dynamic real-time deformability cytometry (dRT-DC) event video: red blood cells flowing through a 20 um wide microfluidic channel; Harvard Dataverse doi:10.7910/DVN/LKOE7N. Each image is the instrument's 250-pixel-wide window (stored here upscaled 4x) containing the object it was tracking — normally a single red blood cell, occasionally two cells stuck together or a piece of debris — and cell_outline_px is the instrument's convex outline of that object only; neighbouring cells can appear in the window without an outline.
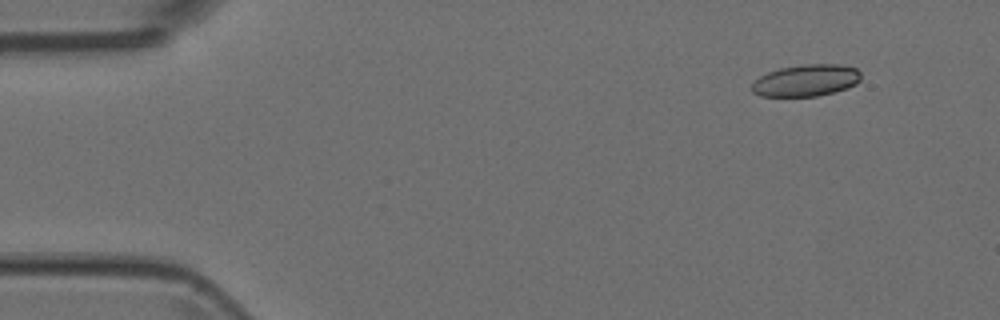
{"species": "Egyptian fruit bat (a non-hibernating species)", "species_latin": "Rousettus aegyptiacus", "temperature_condition": "room temperature", "stored_images_in_passage": 23, "camera_frame_rate_fps": 3000, "um_per_image_px": 0.085, "animal": {"sex": "female"}, "frame": {"image": 1, "passage_image": 1, "time_ms": 0.0, "image_size_px": [1000, 320], "cell_outline_px": [[860, 80], [856, 84], [848, 88], [816, 96], [760, 96], [752, 92], [752, 84], [760, 76], [768, 72], [780, 68], [800, 64], [840, 64], [856, 68], [860, 72]], "centroid_in_image_um": [68.52, 6.83], "position_along_channel_um": 16.5, "area_um2": 20.23}}
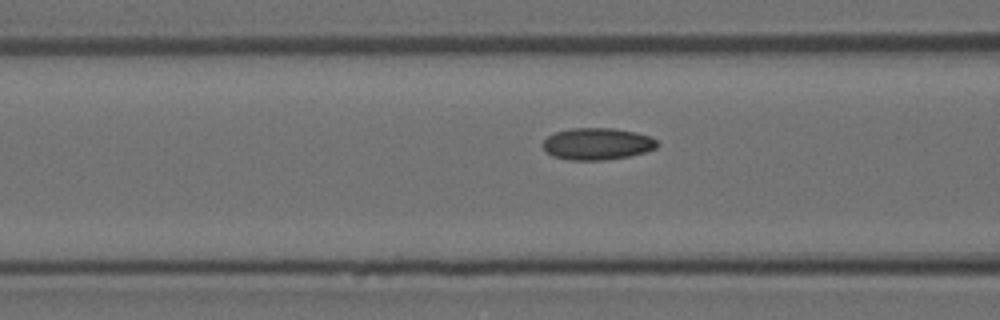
{"frame": {"image": 2, "passage_image": 16, "time_ms": 5.0, "image_size_px": [1000, 320], "cell_outline_px": [[660, 144], [656, 148], [644, 152], [628, 156], [604, 160], [568, 160], [552, 156], [544, 148], [544, 140], [548, 136], [556, 132], [572, 128], [612, 128], [636, 132], [648, 136], [656, 140]], "centroid_in_image_um": [50.77, 12.23], "position_along_channel_um": 115.8, "area_um2": 21.1}}
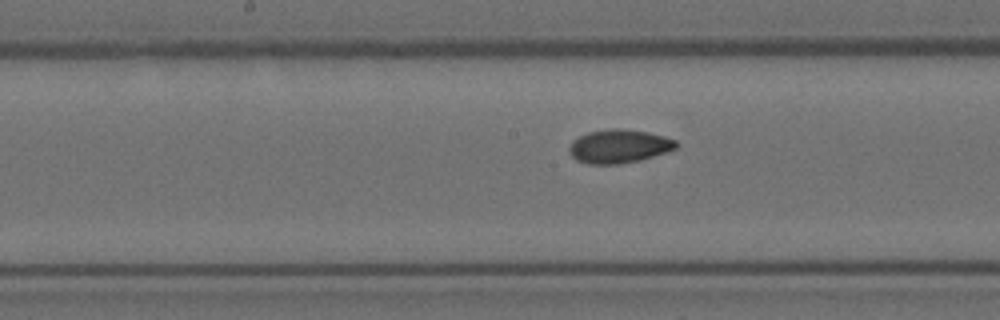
{"frame": {"image": 3, "passage_image": 22, "time_ms": 7.0, "image_size_px": [1000, 320], "cell_outline_px": [[680, 144], [676, 148], [668, 152], [636, 160], [616, 164], [588, 164], [576, 160], [568, 152], [568, 148], [572, 140], [588, 132], [612, 128], [616, 128], [648, 132], [664, 136], [676, 140]], "centroid_in_image_um": [52.6, 12.43], "position_along_channel_um": 195.6, "area_um2": 20.87}}